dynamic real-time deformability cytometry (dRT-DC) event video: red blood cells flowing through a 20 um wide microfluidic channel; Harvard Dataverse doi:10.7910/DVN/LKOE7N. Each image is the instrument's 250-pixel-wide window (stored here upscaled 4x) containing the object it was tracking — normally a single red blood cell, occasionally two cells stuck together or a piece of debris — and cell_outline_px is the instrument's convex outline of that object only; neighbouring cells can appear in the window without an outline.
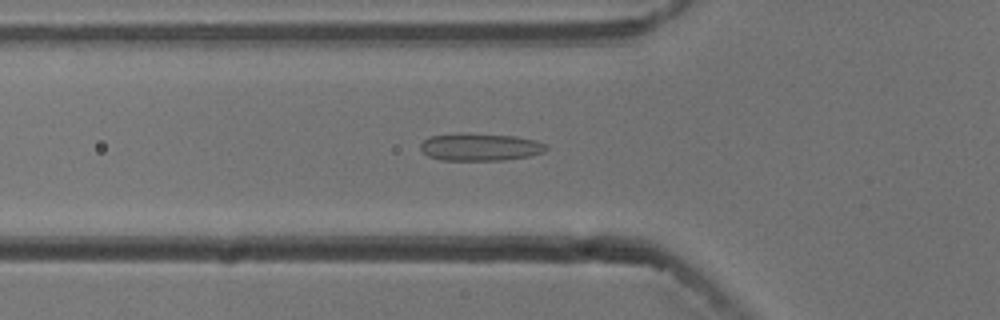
{"species": "common noctule bat (a hibernating species)", "species_latin": "Nyctalus noctula", "temperature_condition": "cold", "stored_images_in_passage": 53, "camera_frame_rate_fps": 3000, "um_per_image_px": 0.085, "animal": {"sex": "male", "body_mass_g": 13.3}, "frame": {"image": 1, "passage_image": 17, "time_ms": 5.333, "image_size_px": [1000, 320], "cell_outline_px": [[548, 148], [544, 152], [528, 156], [504, 160], [440, 160], [428, 156], [420, 148], [420, 144], [424, 140], [432, 136], [460, 132], [468, 132], [512, 136], [536, 140], [544, 144]], "centroid_in_image_um": [40.79, 12.48], "position_along_channel_um": 85.0, "area_um2": 20.23}}
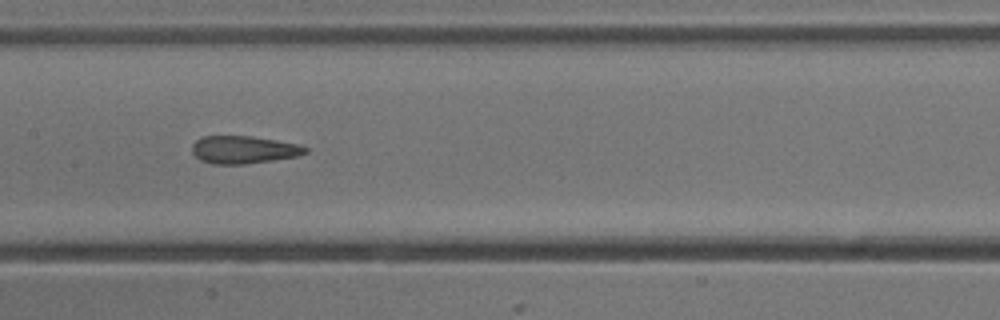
{"frame": {"image": 2, "passage_image": 25, "time_ms": 8.0, "image_size_px": [1000, 320], "cell_outline_px": [[308, 152], [296, 156], [272, 160], [244, 164], [212, 164], [200, 160], [192, 152], [192, 144], [196, 140], [204, 136], [252, 136], [300, 144], [308, 148]], "centroid_in_image_um": [20.71, 12.72], "position_along_channel_um": 186.7, "area_um2": 18.26}}
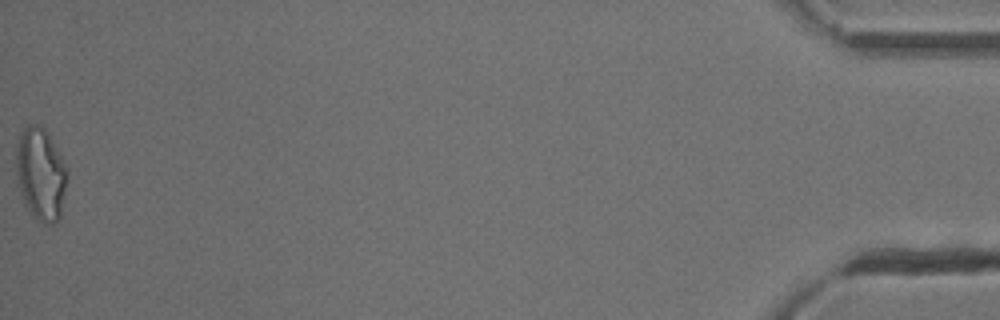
{"frame": {"image": 3, "passage_image": 53, "time_ms": 17.333, "image_size_px": [1000, 320], "cell_outline_px": [[68, 180], [60, 216], [52, 224], [44, 224], [36, 220], [28, 212], [24, 204], [20, 192], [16, 172], [16, 144], [20, 132], [28, 124], [44, 124], [68, 172]], "centroid_in_image_um": [3.44, 14.78], "position_along_channel_um": 431.8, "area_um2": 28.03}, "authors_computed_cell_mechanics": {"area_um2": 20.1722, "velocity_mm_per_s": 3.7698, "shape_relaxation_time_tau1_ms": null, "shape_relaxation_time_tau2_ms": 2.9707, "deformation_change_tau1": null, "deformation_change_tau2": 0.135}}